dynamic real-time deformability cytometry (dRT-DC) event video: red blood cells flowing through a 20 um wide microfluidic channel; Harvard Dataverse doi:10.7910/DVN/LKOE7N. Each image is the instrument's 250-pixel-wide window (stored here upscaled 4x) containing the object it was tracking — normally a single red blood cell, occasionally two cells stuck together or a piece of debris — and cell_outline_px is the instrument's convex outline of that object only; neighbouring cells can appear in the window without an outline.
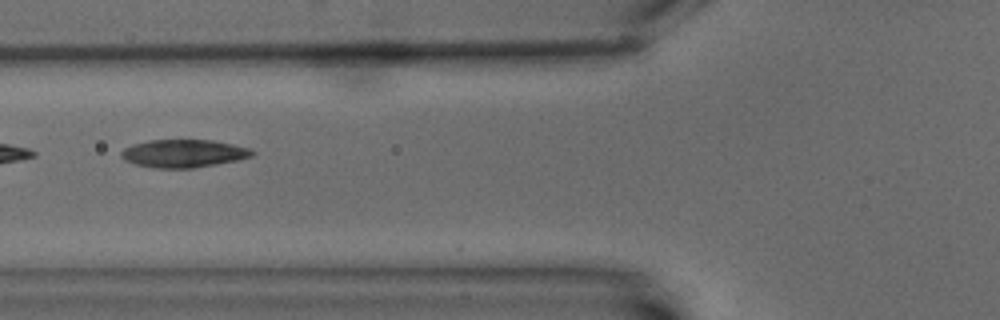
{"species": "common noctule bat (a hibernating species)", "species_latin": "Nyctalus noctula", "temperature_condition": "warm", "stored_images_in_passage": 18, "camera_frame_rate_fps": 3000, "um_per_image_px": 0.085, "animal": {"sex": "male", "body_mass_g": 15.6}, "frame": {"image": 1, "passage_image": 9, "time_ms": 10.0, "image_size_px": [1000, 320], "cell_outline_px": [[256, 152], [252, 156], [236, 160], [216, 164], [192, 168], [152, 168], [136, 164], [124, 160], [120, 156], [120, 152], [124, 148], [132, 144], [148, 140], [212, 140], [232, 144], [248, 148]], "centroid_in_image_um": [15.56, 13.04], "position_along_channel_um": 110.2, "area_um2": 21.27}}
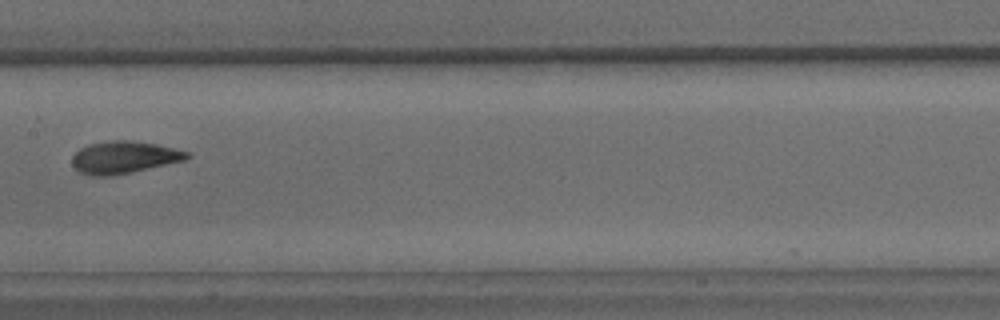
{"frame": {"image": 2, "passage_image": 11, "time_ms": 12.667, "image_size_px": [1000, 320], "cell_outline_px": [[192, 156], [184, 160], [128, 172], [108, 176], [92, 176], [80, 172], [72, 164], [72, 156], [80, 148], [88, 144], [112, 140], [128, 140], [156, 144], [188, 152]], "centroid_in_image_um": [10.49, 13.36], "position_along_channel_um": 196.9, "area_um2": 21.15}}
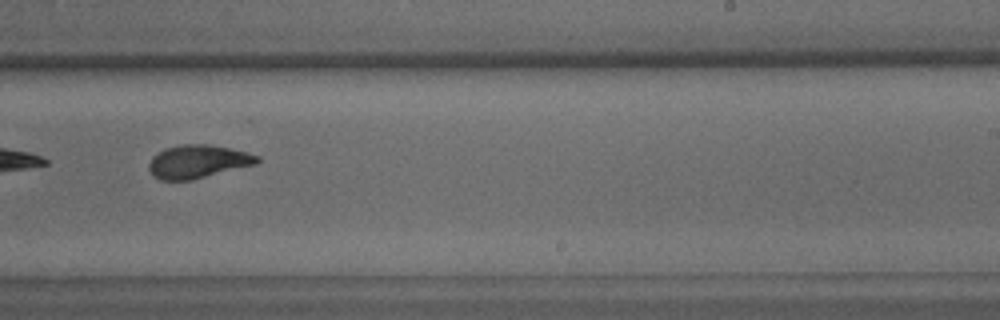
{"frame": {"image": 3, "passage_image": 13, "time_ms": 15.0, "image_size_px": [1000, 320], "cell_outline_px": [[260, 160], [256, 164], [192, 180], [160, 180], [152, 176], [148, 168], [148, 164], [152, 156], [164, 148], [184, 144], [208, 144], [228, 148], [260, 156]], "centroid_in_image_um": [16.77, 13.74], "position_along_channel_um": 272.2, "area_um2": 20.98}, "authors_computed_cell_mechanics": {"area_um2": 20.8658, "velocity_mm_per_s": 3.2292, "shape_relaxation_time_tau1_ms": 2.7838, "shape_relaxation_time_tau2_ms": 2.4135, "deformation_change_tau1": 0.1548, "deformation_change_tau2": 0.0808}}